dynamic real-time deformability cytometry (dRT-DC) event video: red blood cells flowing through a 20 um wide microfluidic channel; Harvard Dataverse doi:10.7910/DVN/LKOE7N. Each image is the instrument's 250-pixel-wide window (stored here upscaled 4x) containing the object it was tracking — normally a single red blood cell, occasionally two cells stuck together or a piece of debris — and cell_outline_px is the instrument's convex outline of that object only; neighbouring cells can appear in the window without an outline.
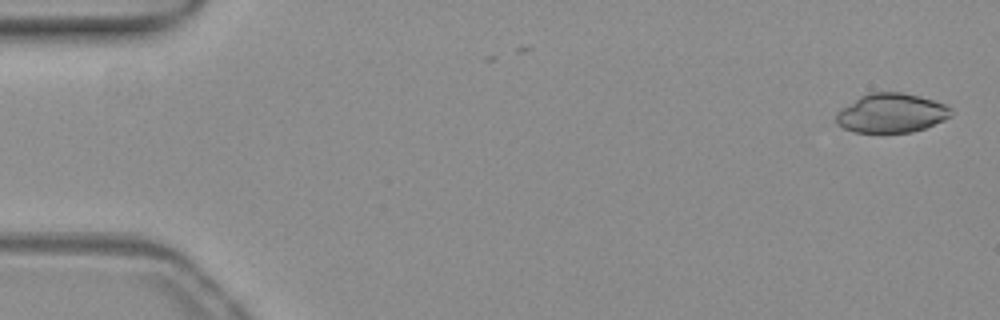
{"species": "common noctule bat (a hibernating species)", "species_latin": "Nyctalus noctula", "temperature_condition": "warm", "stored_images_in_passage": 6, "camera_frame_rate_fps": 3000, "um_per_image_px": 0.085, "animal": {"sex": "female", "body_mass_g": 19.3, "forearm_length_mm": 54.1}, "frame": {"image": 1, "passage_image": 1, "time_ms": 0.0, "image_size_px": [1000, 320], "cell_outline_px": [[952, 116], [944, 120], [924, 128], [912, 132], [856, 132], [844, 128], [836, 124], [836, 112], [860, 96], [868, 92], [900, 92], [920, 96], [944, 104], [952, 108]], "centroid_in_image_um": [75.76, 9.6], "position_along_channel_um": 9.2, "area_um2": 26.18}}